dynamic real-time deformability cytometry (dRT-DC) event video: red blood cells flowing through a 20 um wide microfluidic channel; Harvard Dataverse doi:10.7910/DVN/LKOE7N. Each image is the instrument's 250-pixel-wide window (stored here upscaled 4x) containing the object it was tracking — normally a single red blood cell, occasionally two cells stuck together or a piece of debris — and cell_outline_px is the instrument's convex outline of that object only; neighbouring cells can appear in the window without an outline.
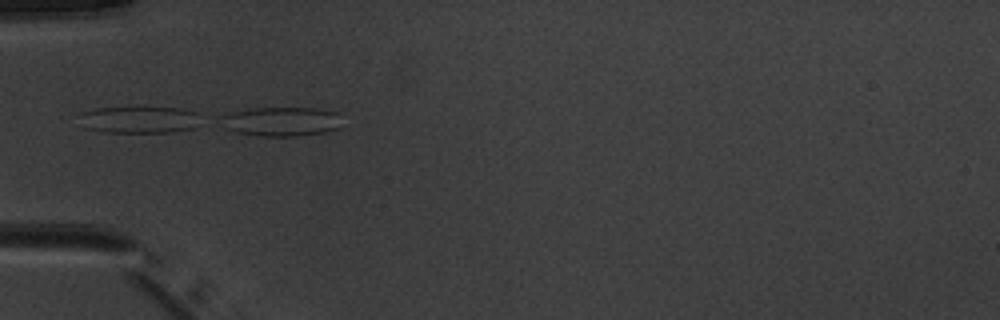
{"species": "common noctule bat (a hibernating species)", "species_latin": "Nyctalus noctula", "temperature_condition": "warm", "stored_images_in_passage": 39, "camera_frame_rate_fps": 3000, "um_per_image_px": 0.085, "animal": {"sex": "male", "body_mass_g": 20.1, "forearm_length_mm": 53.5}, "frame": {"image": 1, "passage_image": 17, "time_ms": 5.333, "image_size_px": [1000, 320], "cell_outline_px": [[340, 128], [324, 132], [296, 136], [256, 136], [236, 132], [224, 128], [216, 116], [248, 108], [316, 108], [336, 112]], "centroid_in_image_um": [23.8, 10.33], "position_along_channel_um": 61.2, "area_um2": 20.81}}
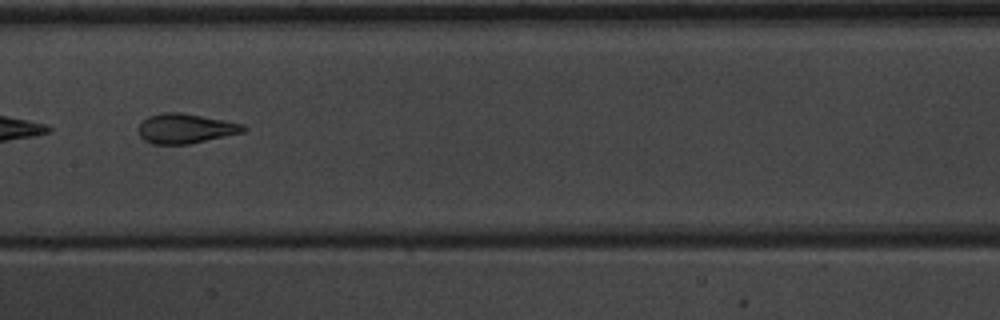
{"frame": {"image": 2, "passage_image": 27, "time_ms": 8.667, "image_size_px": [1000, 320], "cell_outline_px": [[248, 128], [244, 132], [188, 144], [152, 144], [144, 140], [140, 136], [140, 124], [148, 116], [160, 112], [180, 112], [224, 120], [244, 124]], "centroid_in_image_um": [15.78, 10.92], "position_along_channel_um": 191.6, "area_um2": 18.09}}
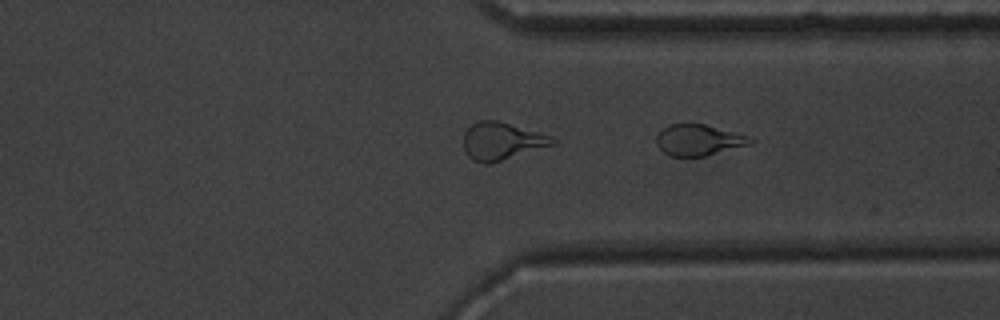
{"frame": {"image": 3, "passage_image": 39, "time_ms": 12.667, "image_size_px": [1000, 320], "cell_outline_px": [[756, 140], [752, 144], [704, 156], [672, 156], [664, 152], [656, 144], [656, 136], [668, 124], [704, 124], [752, 136]], "centroid_in_image_um": [59.44, 11.9], "position_along_channel_um": 352.0, "area_um2": 17.05}}